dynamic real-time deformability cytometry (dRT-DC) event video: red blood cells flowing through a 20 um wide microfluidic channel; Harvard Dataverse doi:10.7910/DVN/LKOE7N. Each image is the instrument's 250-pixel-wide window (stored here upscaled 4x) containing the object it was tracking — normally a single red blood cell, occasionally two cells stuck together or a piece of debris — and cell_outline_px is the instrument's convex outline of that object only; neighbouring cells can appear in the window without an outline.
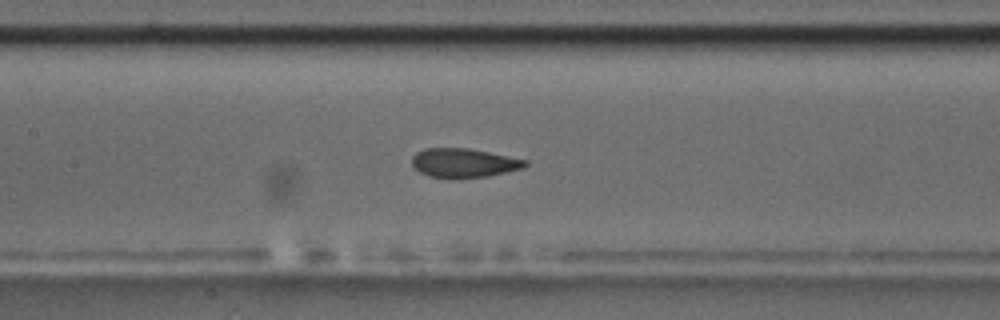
{"species": "common noctule bat (a hibernating species)", "species_latin": "Nyctalus noctula", "temperature_condition": "room temperature", "stored_images_in_passage": 42, "camera_frame_rate_fps": 3000, "um_per_image_px": 0.085, "animal": {"sex": "male", "body_mass_g": 17.5, "forearm_length_mm": 52.3}, "frame": {"image": 1, "passage_image": 13, "time_ms": 4.0, "image_size_px": [1000, 320], "cell_outline_px": [[528, 164], [524, 168], [488, 176], [428, 176], [420, 172], [412, 164], [412, 156], [416, 152], [424, 148], [468, 148], [528, 160]], "centroid_in_image_um": [39.44, 13.81], "position_along_channel_um": 168.0, "area_um2": 18.67}, "authors_computed_cell_mechanics": {"area_um2": 20.0855, "velocity_mm_per_s": 3.7255, "shape_relaxation_time_tau1_ms": 7.716, "shape_relaxation_time_tau2_ms": 1.0596, "deformation_change_tau1": 0.1628, "deformation_change_tau2": 0.0491}}